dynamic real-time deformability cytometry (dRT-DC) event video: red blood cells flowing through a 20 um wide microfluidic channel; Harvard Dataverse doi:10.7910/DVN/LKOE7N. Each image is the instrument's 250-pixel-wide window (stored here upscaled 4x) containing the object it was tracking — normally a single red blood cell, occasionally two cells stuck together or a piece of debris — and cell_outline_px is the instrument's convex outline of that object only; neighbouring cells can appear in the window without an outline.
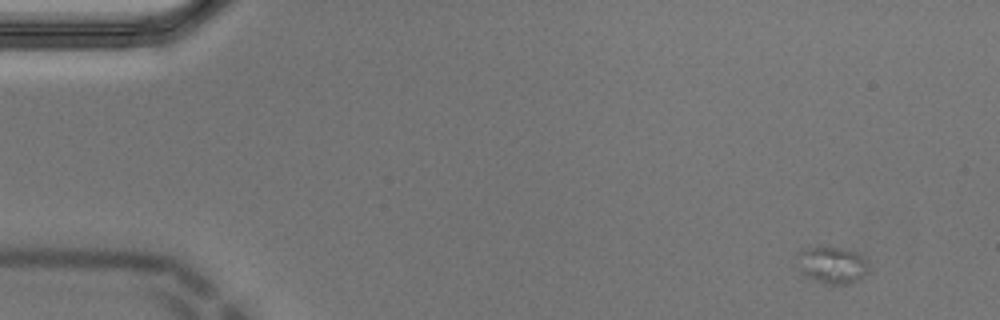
{"species": "Egyptian fruit bat (a non-hibernating species)", "species_latin": "Rousettus aegyptiacus", "temperature_condition": "cold", "stored_images_in_passage": 52, "camera_frame_rate_fps": 3000, "um_per_image_px": 0.085, "animal": {"sex": "male"}, "frame": {"image": 1, "passage_image": 1, "time_ms": 0.0, "image_size_px": [1000, 320], "cell_outline_px": [[868, 272], [860, 280], [848, 284], [824, 284], [812, 280], [804, 276], [796, 268], [796, 252], [804, 248], [844, 248], [856, 252], [864, 256], [868, 264]], "centroid_in_image_um": [70.68, 22.55], "position_along_channel_um": 14.3, "area_um2": 15.9}}
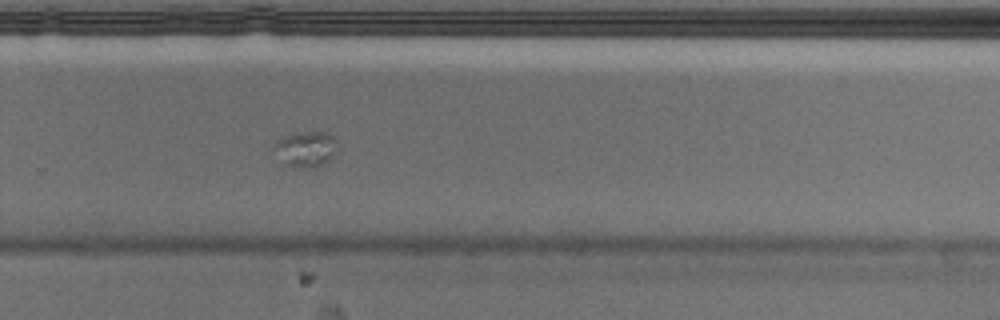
{"frame": {"image": 2, "passage_image": 34, "time_ms": 11.0, "image_size_px": [1000, 320], "cell_outline_px": [[340, 148], [328, 160], [316, 168], [292, 168], [284, 164], [268, 148], [280, 140], [288, 136], [308, 132], [328, 132], [336, 140]], "centroid_in_image_um": [25.98, 12.71], "position_along_channel_um": 303.8, "area_um2": 13.41}}
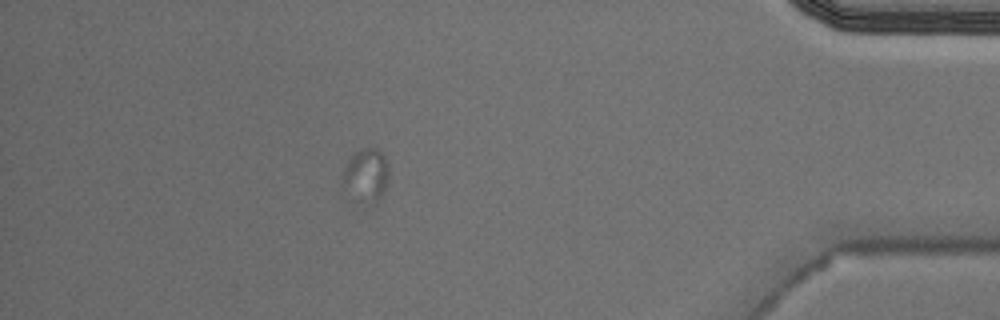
{"frame": {"image": 3, "passage_image": 46, "time_ms": 15.0, "image_size_px": [1000, 320], "cell_outline_px": [[388, 180], [384, 192], [380, 200], [376, 204], [360, 204], [340, 200], [340, 184], [344, 168], [348, 160], [356, 152], [364, 148], [376, 148], [384, 156], [388, 164]], "centroid_in_image_um": [30.99, 15.08], "position_along_channel_um": 404.2, "area_um2": 15.9}}